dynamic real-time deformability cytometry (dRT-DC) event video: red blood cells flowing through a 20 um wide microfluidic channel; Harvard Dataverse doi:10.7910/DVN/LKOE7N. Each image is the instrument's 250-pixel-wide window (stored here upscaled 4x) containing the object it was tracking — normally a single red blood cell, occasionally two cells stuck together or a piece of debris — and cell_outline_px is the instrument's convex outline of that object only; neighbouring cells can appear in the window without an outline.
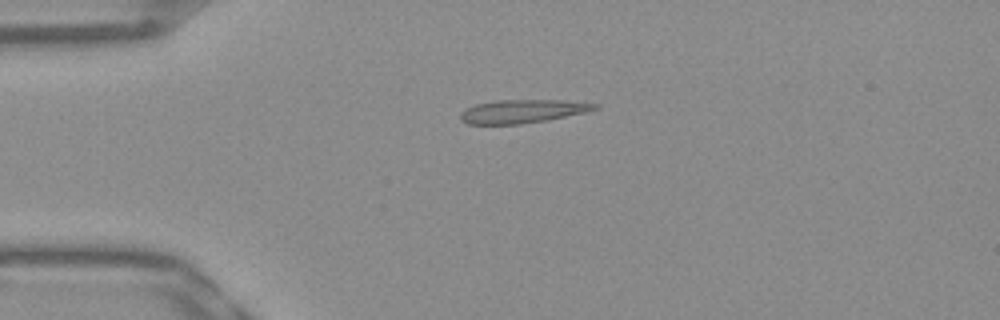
{"species": "Egyptian fruit bat (a non-hibernating species)", "species_latin": "Rousettus aegyptiacus", "temperature_condition": "warm", "stored_images_in_passage": 40, "camera_frame_rate_fps": 3000, "um_per_image_px": 0.085, "frame": {"image": 1, "passage_image": 1, "time_ms": 0.0, "image_size_px": [1000, 320], "cell_outline_px": [[600, 108], [584, 112], [548, 120], [520, 124], [468, 124], [460, 120], [460, 116], [468, 108], [476, 104], [496, 100], [564, 100], [600, 104]], "centroid_in_image_um": [44.45, 9.46], "position_along_channel_um": 40.5, "area_um2": 18.21}}
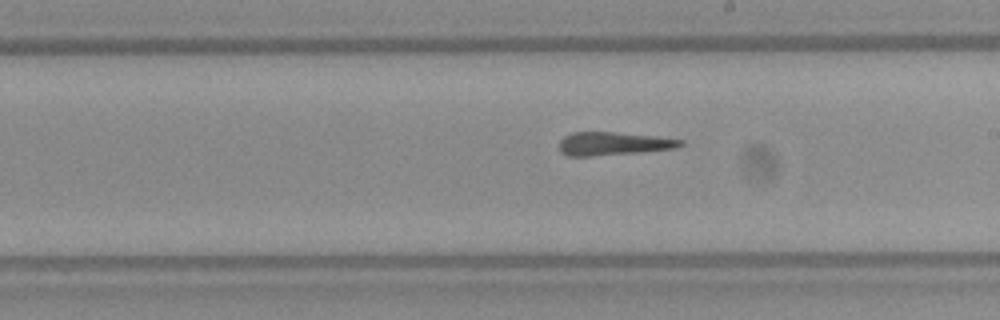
{"frame": {"image": 2, "passage_image": 18, "time_ms": 5.667, "image_size_px": [1000, 320], "cell_outline_px": [[684, 144], [676, 148], [640, 152], [592, 156], [568, 156], [560, 152], [560, 140], [564, 136], [572, 132], [616, 132], [656, 136], [684, 140]], "centroid_in_image_um": [52.13, 12.21], "position_along_channel_um": 236.9, "area_um2": 16.47}}
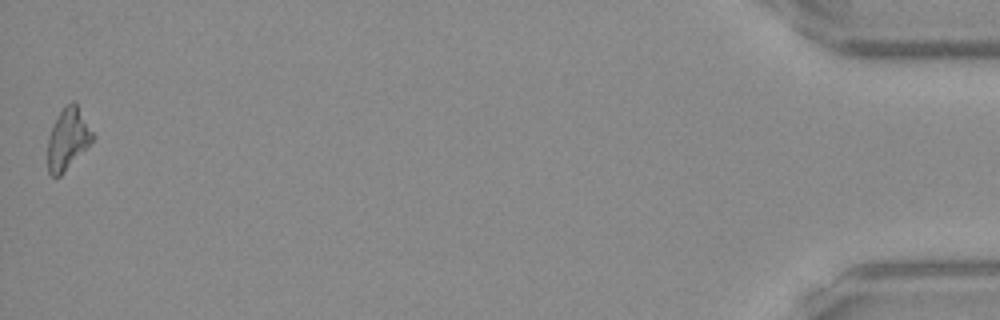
{"frame": {"image": 3, "passage_image": 40, "time_ms": 13.0, "image_size_px": [1000, 320], "cell_outline_px": [[96, 136], [64, 172], [60, 176], [52, 176], [48, 172], [48, 136], [60, 112], [72, 100], [76, 104]], "centroid_in_image_um": [5.76, 11.83], "position_along_channel_um": 429.4, "area_um2": 15.61}}